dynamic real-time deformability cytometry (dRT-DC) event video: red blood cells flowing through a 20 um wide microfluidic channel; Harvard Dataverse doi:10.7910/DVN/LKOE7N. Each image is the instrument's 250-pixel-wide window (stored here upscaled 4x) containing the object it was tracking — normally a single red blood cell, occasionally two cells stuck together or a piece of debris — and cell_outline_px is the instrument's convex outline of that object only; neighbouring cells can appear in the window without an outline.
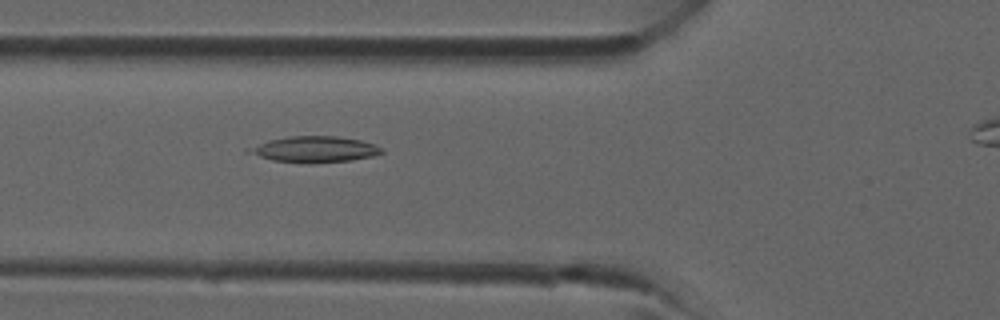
{"species": "common noctule bat (a hibernating species)", "species_latin": "Nyctalus noctula", "temperature_condition": "room temperature", "stored_images_in_passage": 23, "camera_frame_rate_fps": 3000, "um_per_image_px": 0.085, "animal": {"sex": "male", "forearm_length_mm": 52.5}, "frame": {"image": 1, "passage_image": 3, "time_ms": 0.667, "image_size_px": [1000, 320], "cell_outline_px": [[384, 152], [372, 156], [352, 160], [312, 164], [272, 160], [244, 152], [244, 148], [272, 140], [292, 136], [336, 136], [360, 140], [384, 148]], "centroid_in_image_um": [26.72, 12.71], "position_along_channel_um": 99.1, "area_um2": 20.17}}
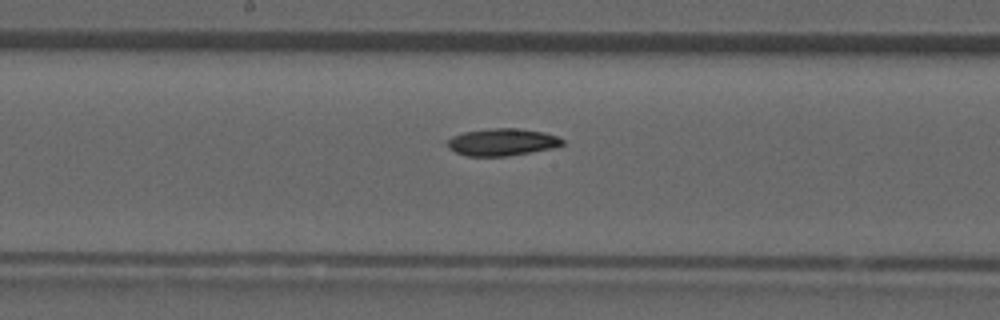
{"frame": {"image": 2, "passage_image": 9, "time_ms": 2.667, "image_size_px": [1000, 320], "cell_outline_px": [[564, 144], [552, 148], [508, 156], [464, 156], [448, 148], [448, 140], [452, 136], [464, 132], [492, 128], [516, 128], [544, 132], [556, 136], [564, 140]], "centroid_in_image_um": [42.67, 12.08], "position_along_channel_um": 205.5, "area_um2": 18.15}}
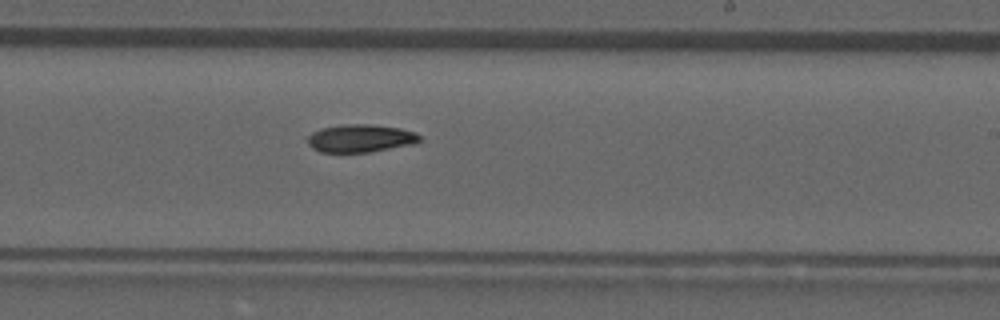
{"frame": {"image": 3, "passage_image": 12, "time_ms": 3.667, "image_size_px": [1000, 320], "cell_outline_px": [[420, 140], [416, 144], [368, 152], [320, 152], [312, 148], [308, 144], [308, 136], [312, 132], [320, 128], [344, 124], [372, 124], [400, 128], [416, 132], [420, 136]], "centroid_in_image_um": [30.65, 11.75], "position_along_channel_um": 258.4, "area_um2": 18.32}}